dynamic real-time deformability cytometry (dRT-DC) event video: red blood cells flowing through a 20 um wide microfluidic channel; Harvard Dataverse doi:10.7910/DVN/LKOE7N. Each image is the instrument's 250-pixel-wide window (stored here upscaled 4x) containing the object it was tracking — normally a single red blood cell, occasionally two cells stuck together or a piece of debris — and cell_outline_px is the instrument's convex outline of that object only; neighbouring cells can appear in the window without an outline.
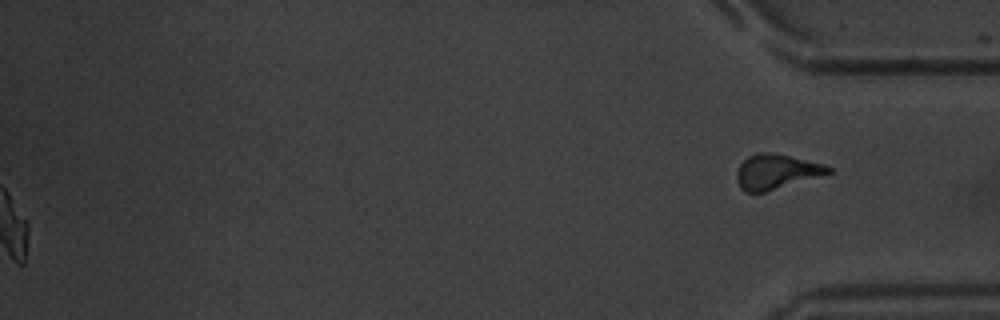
{"species": "common noctule bat (a hibernating species)", "species_latin": "Nyctalus noctula", "temperature_condition": "warm", "stored_images_in_passage": 54, "segment_of_instrument_passage": [2, 2], "camera_frame_rate_fps": 3000, "um_per_image_px": 0.085, "animal": {"sex": "male", "body_mass_g": 20.1, "forearm_length_mm": 53.5}, "frame": {"image": 1, "passage_image": 54, "time_ms": 17.667, "image_size_px": [1000, 320], "cell_outline_px": [[832, 172], [764, 192], [744, 192], [740, 188], [736, 180], [736, 172], [740, 164], [748, 156], [756, 152], [772, 152], [824, 164], [832, 168]], "centroid_in_image_um": [65.93, 14.58], "position_along_channel_um": 369.3, "area_um2": 18.44}}